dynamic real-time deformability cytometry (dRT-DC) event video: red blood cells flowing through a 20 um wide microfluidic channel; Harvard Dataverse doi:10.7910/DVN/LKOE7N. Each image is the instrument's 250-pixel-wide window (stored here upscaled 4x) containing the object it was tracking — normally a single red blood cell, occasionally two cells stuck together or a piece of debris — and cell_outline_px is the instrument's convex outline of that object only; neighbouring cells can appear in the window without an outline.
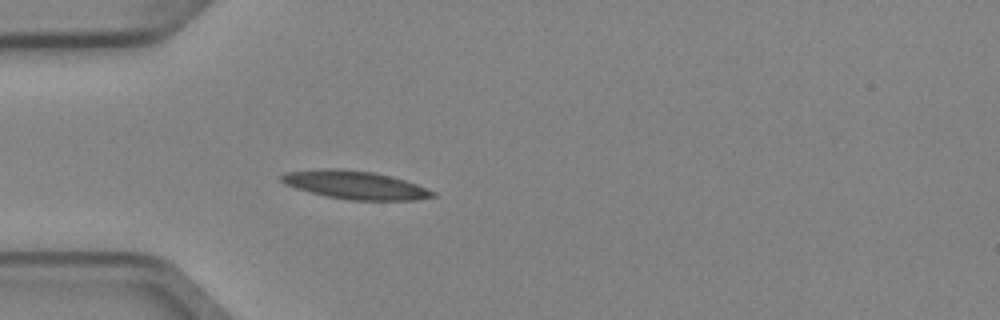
{"species": "Egyptian fruit bat (a non-hibernating species)", "species_latin": "Rousettus aegyptiacus", "temperature_condition": "cold", "stored_images_in_passage": 4, "camera_frame_rate_fps": 3000, "um_per_image_px": 0.085, "animal": {"sex": "female"}, "frame": {"image": 1, "passage_image": 4, "time_ms": 1.0, "image_size_px": [1000, 320], "cell_outline_px": [[436, 196], [416, 200], [348, 200], [328, 196], [296, 188], [284, 184], [280, 180], [280, 176], [284, 172], [320, 168], [340, 168], [376, 172], [392, 176], [416, 184], [436, 192]], "centroid_in_image_um": [30.18, 15.71], "position_along_channel_um": 54.8, "area_um2": 25.03}}